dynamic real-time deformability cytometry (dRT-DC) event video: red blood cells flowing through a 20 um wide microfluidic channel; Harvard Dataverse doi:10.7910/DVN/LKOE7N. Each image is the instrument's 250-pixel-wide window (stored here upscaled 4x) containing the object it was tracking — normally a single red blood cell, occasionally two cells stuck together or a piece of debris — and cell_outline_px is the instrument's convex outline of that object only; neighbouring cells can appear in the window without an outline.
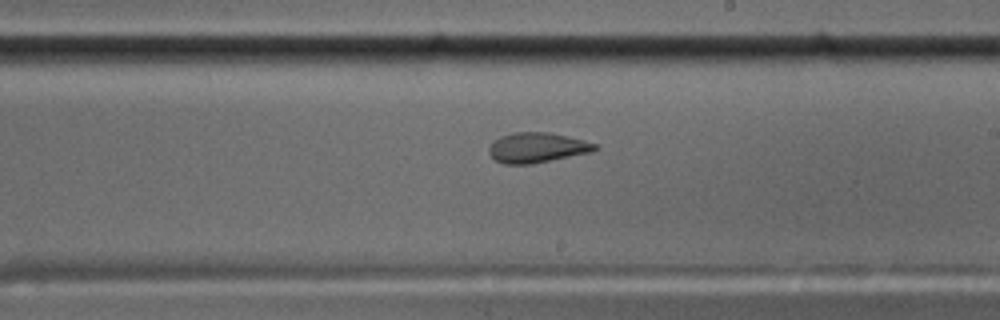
{"species": "common noctule bat (a hibernating species)", "species_latin": "Nyctalus noctula", "temperature_condition": "cold", "stored_images_in_passage": 58, "camera_frame_rate_fps": 3000, "um_per_image_px": 0.085, "animal": {"sex": "male", "body_mass_g": 17.5, "forearm_length_mm": 52.3}, "frame": {"image": 1, "passage_image": 34, "time_ms": 11.0, "image_size_px": [1000, 320], "cell_outline_px": [[600, 148], [592, 152], [532, 164], [504, 164], [496, 160], [488, 152], [488, 148], [492, 140], [500, 136], [512, 132], [548, 132], [568, 136], [584, 140], [596, 144]], "centroid_in_image_um": [45.64, 12.54], "position_along_channel_um": 243.4, "area_um2": 18.79}}
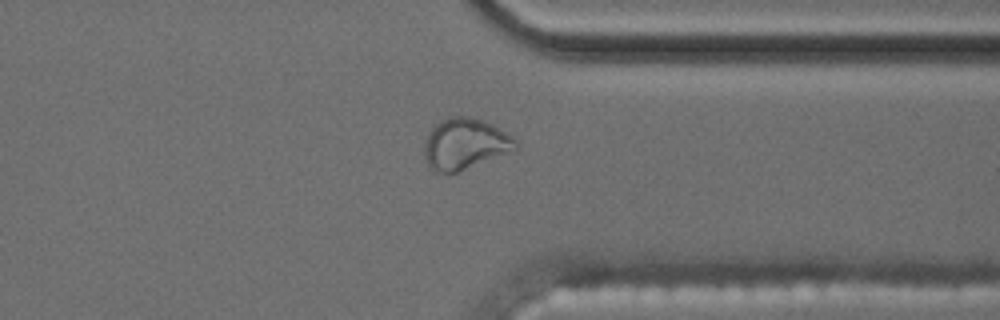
{"frame": {"image": 2, "passage_image": 45, "time_ms": 14.667, "image_size_px": [1000, 320], "cell_outline_px": [[520, 148], [516, 152], [456, 172], [432, 172], [424, 156], [424, 144], [428, 132], [440, 120], [452, 116], [464, 116], [484, 120], [492, 124], [512, 136], [516, 140]], "centroid_in_image_um": [39.57, 12.24], "position_along_channel_um": 371.8, "area_um2": 27.63}}
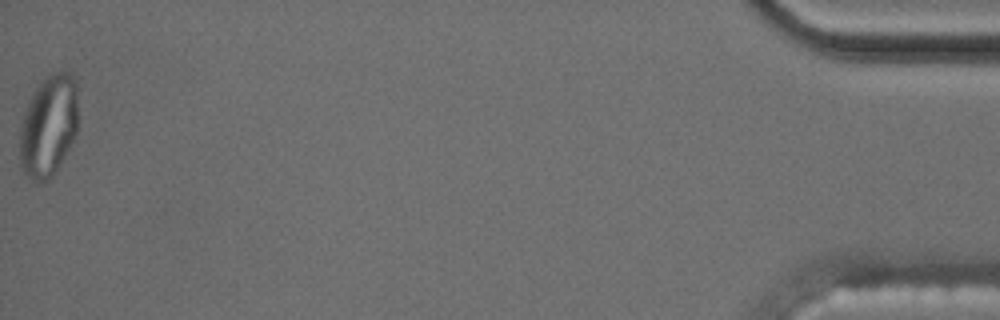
{"frame": {"image": 3, "passage_image": 58, "time_ms": 19.0, "image_size_px": [1000, 320], "cell_outline_px": [[76, 132], [68, 148], [52, 176], [36, 184], [20, 168], [20, 128], [24, 112], [36, 88], [52, 72], [68, 72], [76, 80]], "centroid_in_image_um": [4.1, 10.72], "position_along_channel_um": 431.1, "area_um2": 33.87}, "authors_computed_cell_mechanics": {"area_um2": 18.9584, "velocity_mm_per_s": 3.5364, "shape_relaxation_time_tau1_ms": null, "shape_relaxation_time_tau2_ms": 1.4434, "deformation_change_tau1": null, "deformation_change_tau2": 0.0679}}